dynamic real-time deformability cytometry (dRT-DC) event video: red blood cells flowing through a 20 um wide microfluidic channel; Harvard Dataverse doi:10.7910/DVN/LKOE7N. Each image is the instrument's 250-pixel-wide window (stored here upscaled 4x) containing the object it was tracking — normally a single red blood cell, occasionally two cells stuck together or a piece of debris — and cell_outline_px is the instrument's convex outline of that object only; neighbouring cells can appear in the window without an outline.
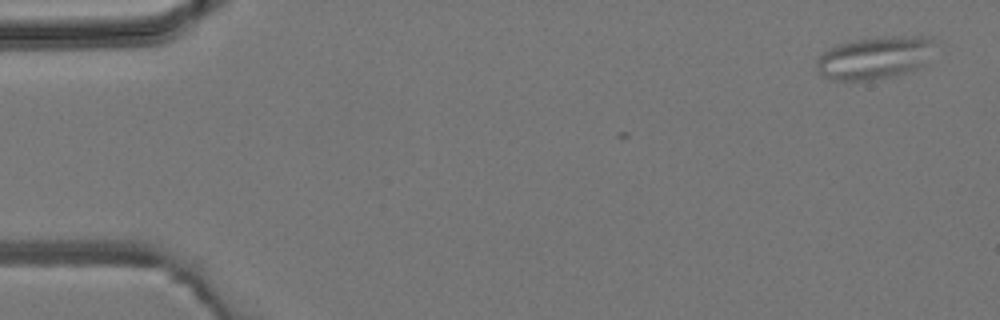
{"species": "common noctule bat (a hibernating species)", "species_latin": "Nyctalus noctula", "temperature_condition": "room temperature", "stored_images_in_passage": 2, "camera_frame_rate_fps": 3000, "um_per_image_px": 0.085, "animal": {"sex": "male", "body_mass_g": 19.2, "forearm_length_mm": 51.8}, "frame": {"image": 1, "passage_image": 2, "time_ms": 1.0, "image_size_px": [1000, 320], "cell_outline_px": [[932, 40], [924, 64], [908, 72], [896, 76], [872, 80], [832, 80], [820, 76], [816, 64], [816, 60], [828, 48], [840, 44], [856, 40], [884, 36], [928, 36]], "centroid_in_image_um": [74.27, 4.93], "position_along_channel_um": 10.7, "area_um2": 28.96}}